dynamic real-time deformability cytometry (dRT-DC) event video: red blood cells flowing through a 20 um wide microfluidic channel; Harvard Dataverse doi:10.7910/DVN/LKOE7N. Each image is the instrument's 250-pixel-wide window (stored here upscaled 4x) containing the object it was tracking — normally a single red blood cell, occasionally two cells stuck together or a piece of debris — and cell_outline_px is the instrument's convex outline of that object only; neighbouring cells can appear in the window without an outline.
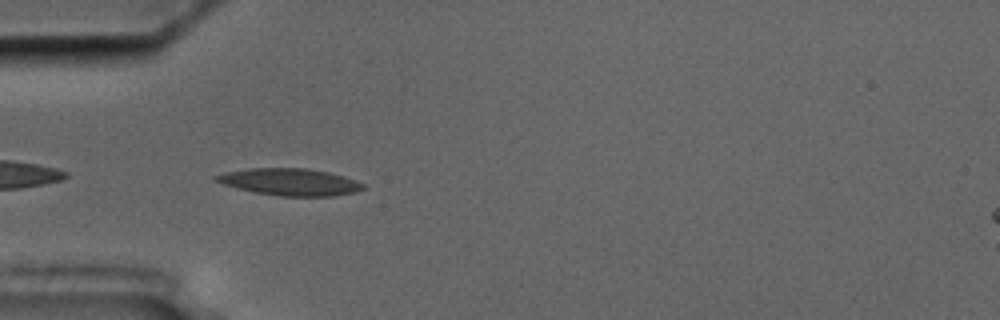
{"species": "common noctule bat (a hibernating species)", "species_latin": "Nyctalus noctula", "temperature_condition": "cold", "stored_images_in_passage": 41, "segment_of_instrument_passage": [1, 2], "camera_frame_rate_fps": 3000, "um_per_image_px": 0.085, "animal": {"sex": "male", "body_mass_g": 17.5, "forearm_length_mm": 52.3}, "frame": {"image": 1, "passage_image": 2, "time_ms": 0.333, "image_size_px": [1000, 320], "cell_outline_px": [[364, 188], [356, 192], [332, 196], [280, 196], [256, 192], [224, 184], [216, 180], [212, 176], [224, 172], [248, 168], [304, 168], [328, 172], [344, 176], [364, 184]], "centroid_in_image_um": [24.65, 15.46], "position_along_channel_um": 60.4, "area_um2": 22.89}}
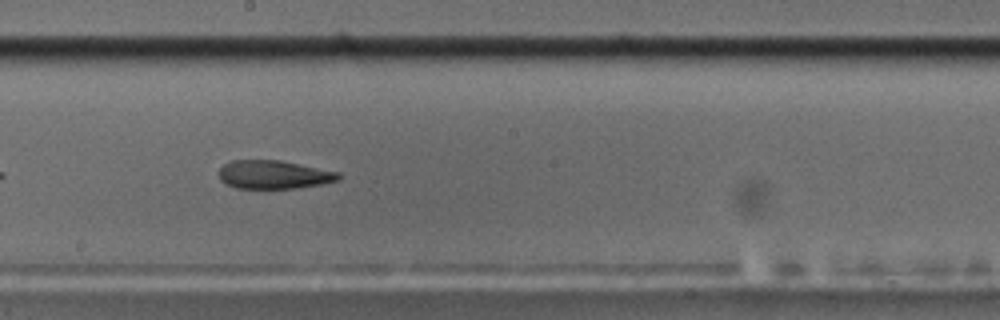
{"frame": {"image": 2, "passage_image": 16, "time_ms": 5.0, "image_size_px": [1000, 320], "cell_outline_px": [[340, 180], [320, 184], [296, 188], [236, 188], [224, 184], [220, 180], [220, 168], [224, 164], [232, 160], [280, 160], [340, 172]], "centroid_in_image_um": [23.27, 14.84], "position_along_channel_um": 224.9, "area_um2": 19.83}}
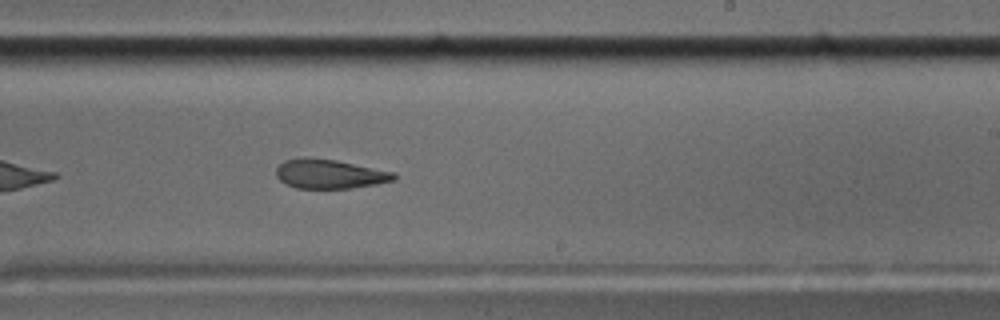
{"frame": {"image": 3, "passage_image": 19, "time_ms": 6.0, "image_size_px": [1000, 320], "cell_outline_px": [[396, 180], [376, 184], [352, 188], [296, 188], [280, 180], [276, 176], [276, 168], [284, 160], [304, 156], [336, 160], [396, 172]], "centroid_in_image_um": [28.03, 14.77], "position_along_channel_um": 261.0, "area_um2": 20.23}}